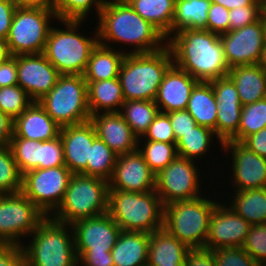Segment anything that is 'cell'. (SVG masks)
I'll return each mask as SVG.
<instances>
[{"instance_id": "6", "label": "cell", "mask_w": 266, "mask_h": 266, "mask_svg": "<svg viewBox=\"0 0 266 266\" xmlns=\"http://www.w3.org/2000/svg\"><path fill=\"white\" fill-rule=\"evenodd\" d=\"M206 191V196L203 194L193 200L175 201L164 206L163 228L190 249L205 248L209 220L221 199L218 201L213 194L208 197Z\"/></svg>"}, {"instance_id": "9", "label": "cell", "mask_w": 266, "mask_h": 266, "mask_svg": "<svg viewBox=\"0 0 266 266\" xmlns=\"http://www.w3.org/2000/svg\"><path fill=\"white\" fill-rule=\"evenodd\" d=\"M38 102L60 127L84 123L91 117L87 82L81 74L60 75L55 86Z\"/></svg>"}, {"instance_id": "43", "label": "cell", "mask_w": 266, "mask_h": 266, "mask_svg": "<svg viewBox=\"0 0 266 266\" xmlns=\"http://www.w3.org/2000/svg\"><path fill=\"white\" fill-rule=\"evenodd\" d=\"M242 247L260 266H266V223L251 225Z\"/></svg>"}, {"instance_id": "44", "label": "cell", "mask_w": 266, "mask_h": 266, "mask_svg": "<svg viewBox=\"0 0 266 266\" xmlns=\"http://www.w3.org/2000/svg\"><path fill=\"white\" fill-rule=\"evenodd\" d=\"M65 166L64 148L60 135L39 142V169Z\"/></svg>"}, {"instance_id": "49", "label": "cell", "mask_w": 266, "mask_h": 266, "mask_svg": "<svg viewBox=\"0 0 266 266\" xmlns=\"http://www.w3.org/2000/svg\"><path fill=\"white\" fill-rule=\"evenodd\" d=\"M176 141L188 131L197 126L194 118L187 110L172 111L168 113Z\"/></svg>"}, {"instance_id": "7", "label": "cell", "mask_w": 266, "mask_h": 266, "mask_svg": "<svg viewBox=\"0 0 266 266\" xmlns=\"http://www.w3.org/2000/svg\"><path fill=\"white\" fill-rule=\"evenodd\" d=\"M163 211L155 190L145 193L109 190L107 213L122 231L151 234L163 227Z\"/></svg>"}, {"instance_id": "37", "label": "cell", "mask_w": 266, "mask_h": 266, "mask_svg": "<svg viewBox=\"0 0 266 266\" xmlns=\"http://www.w3.org/2000/svg\"><path fill=\"white\" fill-rule=\"evenodd\" d=\"M137 149L142 154L144 161L147 163L149 168L155 174H158L162 169L169 165L178 155L176 143L149 140L144 141L142 139H138Z\"/></svg>"}, {"instance_id": "38", "label": "cell", "mask_w": 266, "mask_h": 266, "mask_svg": "<svg viewBox=\"0 0 266 266\" xmlns=\"http://www.w3.org/2000/svg\"><path fill=\"white\" fill-rule=\"evenodd\" d=\"M266 127V98L242 106L238 133L231 141L243 142L248 136Z\"/></svg>"}, {"instance_id": "27", "label": "cell", "mask_w": 266, "mask_h": 266, "mask_svg": "<svg viewBox=\"0 0 266 266\" xmlns=\"http://www.w3.org/2000/svg\"><path fill=\"white\" fill-rule=\"evenodd\" d=\"M227 76L234 82L242 106L266 98V73L260 64L231 67Z\"/></svg>"}, {"instance_id": "17", "label": "cell", "mask_w": 266, "mask_h": 266, "mask_svg": "<svg viewBox=\"0 0 266 266\" xmlns=\"http://www.w3.org/2000/svg\"><path fill=\"white\" fill-rule=\"evenodd\" d=\"M17 84L33 102L41 100L57 83L59 71L43 53L16 55Z\"/></svg>"}, {"instance_id": "23", "label": "cell", "mask_w": 266, "mask_h": 266, "mask_svg": "<svg viewBox=\"0 0 266 266\" xmlns=\"http://www.w3.org/2000/svg\"><path fill=\"white\" fill-rule=\"evenodd\" d=\"M199 81L174 64L165 73L158 88L155 104L160 112L186 110L192 89Z\"/></svg>"}, {"instance_id": "14", "label": "cell", "mask_w": 266, "mask_h": 266, "mask_svg": "<svg viewBox=\"0 0 266 266\" xmlns=\"http://www.w3.org/2000/svg\"><path fill=\"white\" fill-rule=\"evenodd\" d=\"M222 151L228 157V175L232 182L231 190L261 189L266 187V159L257 155L242 142L225 141ZM230 152V154H229ZM232 160V161H231ZM232 163V164H231ZM233 174V175H232ZM232 179V180H231ZM235 188V189H234Z\"/></svg>"}, {"instance_id": "12", "label": "cell", "mask_w": 266, "mask_h": 266, "mask_svg": "<svg viewBox=\"0 0 266 266\" xmlns=\"http://www.w3.org/2000/svg\"><path fill=\"white\" fill-rule=\"evenodd\" d=\"M200 168L196 161L177 155L169 165L156 174L155 191L162 205L202 196L204 192L201 178L204 174L200 172Z\"/></svg>"}, {"instance_id": "51", "label": "cell", "mask_w": 266, "mask_h": 266, "mask_svg": "<svg viewBox=\"0 0 266 266\" xmlns=\"http://www.w3.org/2000/svg\"><path fill=\"white\" fill-rule=\"evenodd\" d=\"M185 266H215L213 250L193 248L187 252Z\"/></svg>"}, {"instance_id": "13", "label": "cell", "mask_w": 266, "mask_h": 266, "mask_svg": "<svg viewBox=\"0 0 266 266\" xmlns=\"http://www.w3.org/2000/svg\"><path fill=\"white\" fill-rule=\"evenodd\" d=\"M72 175L66 166L34 169L23 174L21 192L50 217L61 204Z\"/></svg>"}, {"instance_id": "31", "label": "cell", "mask_w": 266, "mask_h": 266, "mask_svg": "<svg viewBox=\"0 0 266 266\" xmlns=\"http://www.w3.org/2000/svg\"><path fill=\"white\" fill-rule=\"evenodd\" d=\"M144 20L156 27L166 39L172 35L176 0H125Z\"/></svg>"}, {"instance_id": "30", "label": "cell", "mask_w": 266, "mask_h": 266, "mask_svg": "<svg viewBox=\"0 0 266 266\" xmlns=\"http://www.w3.org/2000/svg\"><path fill=\"white\" fill-rule=\"evenodd\" d=\"M186 110L197 125L210 128L216 134L217 101L210 82L199 81L195 85Z\"/></svg>"}, {"instance_id": "24", "label": "cell", "mask_w": 266, "mask_h": 266, "mask_svg": "<svg viewBox=\"0 0 266 266\" xmlns=\"http://www.w3.org/2000/svg\"><path fill=\"white\" fill-rule=\"evenodd\" d=\"M61 127L46 113L39 102H32L14 119L13 136L47 141L60 135Z\"/></svg>"}, {"instance_id": "33", "label": "cell", "mask_w": 266, "mask_h": 266, "mask_svg": "<svg viewBox=\"0 0 266 266\" xmlns=\"http://www.w3.org/2000/svg\"><path fill=\"white\" fill-rule=\"evenodd\" d=\"M214 138L218 140V145L221 147L220 150H222L223 143L218 139L215 132L210 128L197 125L176 141L177 154L178 156L200 162L199 160L201 158L204 159L203 157L206 156L207 152L208 154L211 153L209 148H212L215 144L217 145V142H213Z\"/></svg>"}, {"instance_id": "20", "label": "cell", "mask_w": 266, "mask_h": 266, "mask_svg": "<svg viewBox=\"0 0 266 266\" xmlns=\"http://www.w3.org/2000/svg\"><path fill=\"white\" fill-rule=\"evenodd\" d=\"M209 82L217 101L216 136L224 143L238 133L242 105L236 86L228 76Z\"/></svg>"}, {"instance_id": "8", "label": "cell", "mask_w": 266, "mask_h": 266, "mask_svg": "<svg viewBox=\"0 0 266 266\" xmlns=\"http://www.w3.org/2000/svg\"><path fill=\"white\" fill-rule=\"evenodd\" d=\"M109 182L92 176L73 174L63 200L50 216L54 220L72 225L82 219L107 213Z\"/></svg>"}, {"instance_id": "4", "label": "cell", "mask_w": 266, "mask_h": 266, "mask_svg": "<svg viewBox=\"0 0 266 266\" xmlns=\"http://www.w3.org/2000/svg\"><path fill=\"white\" fill-rule=\"evenodd\" d=\"M172 65L168 45L155 52L127 53L118 75L125 101H155L163 77Z\"/></svg>"}, {"instance_id": "16", "label": "cell", "mask_w": 266, "mask_h": 266, "mask_svg": "<svg viewBox=\"0 0 266 266\" xmlns=\"http://www.w3.org/2000/svg\"><path fill=\"white\" fill-rule=\"evenodd\" d=\"M71 226L78 259L85 252H111L122 231L108 213L79 220Z\"/></svg>"}, {"instance_id": "42", "label": "cell", "mask_w": 266, "mask_h": 266, "mask_svg": "<svg viewBox=\"0 0 266 266\" xmlns=\"http://www.w3.org/2000/svg\"><path fill=\"white\" fill-rule=\"evenodd\" d=\"M25 90L18 84L0 88V110L13 120L32 103Z\"/></svg>"}, {"instance_id": "34", "label": "cell", "mask_w": 266, "mask_h": 266, "mask_svg": "<svg viewBox=\"0 0 266 266\" xmlns=\"http://www.w3.org/2000/svg\"><path fill=\"white\" fill-rule=\"evenodd\" d=\"M210 0H176L172 34L182 29L207 30Z\"/></svg>"}, {"instance_id": "62", "label": "cell", "mask_w": 266, "mask_h": 266, "mask_svg": "<svg viewBox=\"0 0 266 266\" xmlns=\"http://www.w3.org/2000/svg\"><path fill=\"white\" fill-rule=\"evenodd\" d=\"M262 11H266V0L263 1V10Z\"/></svg>"}, {"instance_id": "5", "label": "cell", "mask_w": 266, "mask_h": 266, "mask_svg": "<svg viewBox=\"0 0 266 266\" xmlns=\"http://www.w3.org/2000/svg\"><path fill=\"white\" fill-rule=\"evenodd\" d=\"M23 244L27 266H78L72 226L45 217Z\"/></svg>"}, {"instance_id": "52", "label": "cell", "mask_w": 266, "mask_h": 266, "mask_svg": "<svg viewBox=\"0 0 266 266\" xmlns=\"http://www.w3.org/2000/svg\"><path fill=\"white\" fill-rule=\"evenodd\" d=\"M17 7L15 0H0V38L7 39Z\"/></svg>"}, {"instance_id": "61", "label": "cell", "mask_w": 266, "mask_h": 266, "mask_svg": "<svg viewBox=\"0 0 266 266\" xmlns=\"http://www.w3.org/2000/svg\"><path fill=\"white\" fill-rule=\"evenodd\" d=\"M260 19H261L262 24H263L264 36H265V41H266V11H262Z\"/></svg>"}, {"instance_id": "1", "label": "cell", "mask_w": 266, "mask_h": 266, "mask_svg": "<svg viewBox=\"0 0 266 266\" xmlns=\"http://www.w3.org/2000/svg\"><path fill=\"white\" fill-rule=\"evenodd\" d=\"M97 20L94 28H97L100 45L113 49L121 43L120 48L124 44L129 45L128 48L133 46V49H124L126 54L155 52L167 45L165 36L125 0H106Z\"/></svg>"}, {"instance_id": "59", "label": "cell", "mask_w": 266, "mask_h": 266, "mask_svg": "<svg viewBox=\"0 0 266 266\" xmlns=\"http://www.w3.org/2000/svg\"><path fill=\"white\" fill-rule=\"evenodd\" d=\"M10 56L7 42L5 39L0 38V62L6 60Z\"/></svg>"}, {"instance_id": "25", "label": "cell", "mask_w": 266, "mask_h": 266, "mask_svg": "<svg viewBox=\"0 0 266 266\" xmlns=\"http://www.w3.org/2000/svg\"><path fill=\"white\" fill-rule=\"evenodd\" d=\"M188 246L163 227L150 234L147 266L185 265Z\"/></svg>"}, {"instance_id": "35", "label": "cell", "mask_w": 266, "mask_h": 266, "mask_svg": "<svg viewBox=\"0 0 266 266\" xmlns=\"http://www.w3.org/2000/svg\"><path fill=\"white\" fill-rule=\"evenodd\" d=\"M120 113L132 132L141 138L159 113V109L155 101L128 100L123 103Z\"/></svg>"}, {"instance_id": "54", "label": "cell", "mask_w": 266, "mask_h": 266, "mask_svg": "<svg viewBox=\"0 0 266 266\" xmlns=\"http://www.w3.org/2000/svg\"><path fill=\"white\" fill-rule=\"evenodd\" d=\"M78 266H114V261L111 252H85L78 259Z\"/></svg>"}, {"instance_id": "22", "label": "cell", "mask_w": 266, "mask_h": 266, "mask_svg": "<svg viewBox=\"0 0 266 266\" xmlns=\"http://www.w3.org/2000/svg\"><path fill=\"white\" fill-rule=\"evenodd\" d=\"M93 124L89 121L61 127L60 138L64 148L65 166L80 174L90 160V146L96 138Z\"/></svg>"}, {"instance_id": "57", "label": "cell", "mask_w": 266, "mask_h": 266, "mask_svg": "<svg viewBox=\"0 0 266 266\" xmlns=\"http://www.w3.org/2000/svg\"><path fill=\"white\" fill-rule=\"evenodd\" d=\"M211 2L220 4L226 7L228 10L235 9L237 7H243L248 5H263V2L259 0H210Z\"/></svg>"}, {"instance_id": "28", "label": "cell", "mask_w": 266, "mask_h": 266, "mask_svg": "<svg viewBox=\"0 0 266 266\" xmlns=\"http://www.w3.org/2000/svg\"><path fill=\"white\" fill-rule=\"evenodd\" d=\"M87 94L91 115L120 112L125 102L119 78L87 82Z\"/></svg>"}, {"instance_id": "29", "label": "cell", "mask_w": 266, "mask_h": 266, "mask_svg": "<svg viewBox=\"0 0 266 266\" xmlns=\"http://www.w3.org/2000/svg\"><path fill=\"white\" fill-rule=\"evenodd\" d=\"M123 49H113L99 43L92 50L86 70L83 74L86 82H96L118 78L124 59Z\"/></svg>"}, {"instance_id": "58", "label": "cell", "mask_w": 266, "mask_h": 266, "mask_svg": "<svg viewBox=\"0 0 266 266\" xmlns=\"http://www.w3.org/2000/svg\"><path fill=\"white\" fill-rule=\"evenodd\" d=\"M19 6L53 8L54 0H15Z\"/></svg>"}, {"instance_id": "60", "label": "cell", "mask_w": 266, "mask_h": 266, "mask_svg": "<svg viewBox=\"0 0 266 266\" xmlns=\"http://www.w3.org/2000/svg\"><path fill=\"white\" fill-rule=\"evenodd\" d=\"M262 66L263 71L266 73V46L264 48V52L262 54V59L259 63Z\"/></svg>"}, {"instance_id": "56", "label": "cell", "mask_w": 266, "mask_h": 266, "mask_svg": "<svg viewBox=\"0 0 266 266\" xmlns=\"http://www.w3.org/2000/svg\"><path fill=\"white\" fill-rule=\"evenodd\" d=\"M14 120L0 110V147L10 144L13 136Z\"/></svg>"}, {"instance_id": "19", "label": "cell", "mask_w": 266, "mask_h": 266, "mask_svg": "<svg viewBox=\"0 0 266 266\" xmlns=\"http://www.w3.org/2000/svg\"><path fill=\"white\" fill-rule=\"evenodd\" d=\"M155 187L156 174L149 168L138 149L117 156L109 190L145 193L154 191Z\"/></svg>"}, {"instance_id": "39", "label": "cell", "mask_w": 266, "mask_h": 266, "mask_svg": "<svg viewBox=\"0 0 266 266\" xmlns=\"http://www.w3.org/2000/svg\"><path fill=\"white\" fill-rule=\"evenodd\" d=\"M105 2L106 0H54L52 9L58 20L85 21L94 9L98 17Z\"/></svg>"}, {"instance_id": "10", "label": "cell", "mask_w": 266, "mask_h": 266, "mask_svg": "<svg viewBox=\"0 0 266 266\" xmlns=\"http://www.w3.org/2000/svg\"><path fill=\"white\" fill-rule=\"evenodd\" d=\"M52 19L58 20L53 9L18 5L6 39L10 55L43 53Z\"/></svg>"}, {"instance_id": "15", "label": "cell", "mask_w": 266, "mask_h": 266, "mask_svg": "<svg viewBox=\"0 0 266 266\" xmlns=\"http://www.w3.org/2000/svg\"><path fill=\"white\" fill-rule=\"evenodd\" d=\"M219 36L229 68L260 63L266 46L261 19Z\"/></svg>"}, {"instance_id": "3", "label": "cell", "mask_w": 266, "mask_h": 266, "mask_svg": "<svg viewBox=\"0 0 266 266\" xmlns=\"http://www.w3.org/2000/svg\"><path fill=\"white\" fill-rule=\"evenodd\" d=\"M58 21L63 24L62 28L51 27L43 54L60 75H83L90 54L98 44L97 28L91 33L93 37H89L80 32L84 20Z\"/></svg>"}, {"instance_id": "26", "label": "cell", "mask_w": 266, "mask_h": 266, "mask_svg": "<svg viewBox=\"0 0 266 266\" xmlns=\"http://www.w3.org/2000/svg\"><path fill=\"white\" fill-rule=\"evenodd\" d=\"M150 234L121 231L111 250L114 266H147Z\"/></svg>"}, {"instance_id": "36", "label": "cell", "mask_w": 266, "mask_h": 266, "mask_svg": "<svg viewBox=\"0 0 266 266\" xmlns=\"http://www.w3.org/2000/svg\"><path fill=\"white\" fill-rule=\"evenodd\" d=\"M117 156L106 143L96 137L90 146V160L80 174L101 178L109 182L114 172Z\"/></svg>"}, {"instance_id": "47", "label": "cell", "mask_w": 266, "mask_h": 266, "mask_svg": "<svg viewBox=\"0 0 266 266\" xmlns=\"http://www.w3.org/2000/svg\"><path fill=\"white\" fill-rule=\"evenodd\" d=\"M262 10L263 5H248L231 9L229 11L230 30H236L258 21Z\"/></svg>"}, {"instance_id": "45", "label": "cell", "mask_w": 266, "mask_h": 266, "mask_svg": "<svg viewBox=\"0 0 266 266\" xmlns=\"http://www.w3.org/2000/svg\"><path fill=\"white\" fill-rule=\"evenodd\" d=\"M215 266H260L243 247L213 249Z\"/></svg>"}, {"instance_id": "2", "label": "cell", "mask_w": 266, "mask_h": 266, "mask_svg": "<svg viewBox=\"0 0 266 266\" xmlns=\"http://www.w3.org/2000/svg\"><path fill=\"white\" fill-rule=\"evenodd\" d=\"M173 64L198 81L229 74L220 36L205 29H182L167 39Z\"/></svg>"}, {"instance_id": "41", "label": "cell", "mask_w": 266, "mask_h": 266, "mask_svg": "<svg viewBox=\"0 0 266 266\" xmlns=\"http://www.w3.org/2000/svg\"><path fill=\"white\" fill-rule=\"evenodd\" d=\"M39 142L20 137H12L9 147L21 174L39 169Z\"/></svg>"}, {"instance_id": "53", "label": "cell", "mask_w": 266, "mask_h": 266, "mask_svg": "<svg viewBox=\"0 0 266 266\" xmlns=\"http://www.w3.org/2000/svg\"><path fill=\"white\" fill-rule=\"evenodd\" d=\"M17 85V59L10 55L0 62V88Z\"/></svg>"}, {"instance_id": "55", "label": "cell", "mask_w": 266, "mask_h": 266, "mask_svg": "<svg viewBox=\"0 0 266 266\" xmlns=\"http://www.w3.org/2000/svg\"><path fill=\"white\" fill-rule=\"evenodd\" d=\"M242 143L251 151L266 159V127L248 136Z\"/></svg>"}, {"instance_id": "48", "label": "cell", "mask_w": 266, "mask_h": 266, "mask_svg": "<svg viewBox=\"0 0 266 266\" xmlns=\"http://www.w3.org/2000/svg\"><path fill=\"white\" fill-rule=\"evenodd\" d=\"M229 11L226 7L211 2L208 10L207 30L218 35L229 32Z\"/></svg>"}, {"instance_id": "50", "label": "cell", "mask_w": 266, "mask_h": 266, "mask_svg": "<svg viewBox=\"0 0 266 266\" xmlns=\"http://www.w3.org/2000/svg\"><path fill=\"white\" fill-rule=\"evenodd\" d=\"M0 266H27L22 246L0 244Z\"/></svg>"}, {"instance_id": "18", "label": "cell", "mask_w": 266, "mask_h": 266, "mask_svg": "<svg viewBox=\"0 0 266 266\" xmlns=\"http://www.w3.org/2000/svg\"><path fill=\"white\" fill-rule=\"evenodd\" d=\"M223 200L217 204L209 220L206 249L242 247L251 225Z\"/></svg>"}, {"instance_id": "11", "label": "cell", "mask_w": 266, "mask_h": 266, "mask_svg": "<svg viewBox=\"0 0 266 266\" xmlns=\"http://www.w3.org/2000/svg\"><path fill=\"white\" fill-rule=\"evenodd\" d=\"M45 217L22 192L0 194V244L22 246Z\"/></svg>"}, {"instance_id": "21", "label": "cell", "mask_w": 266, "mask_h": 266, "mask_svg": "<svg viewBox=\"0 0 266 266\" xmlns=\"http://www.w3.org/2000/svg\"><path fill=\"white\" fill-rule=\"evenodd\" d=\"M96 136L117 154H128L137 150L138 137L132 132L120 112L91 115Z\"/></svg>"}, {"instance_id": "46", "label": "cell", "mask_w": 266, "mask_h": 266, "mask_svg": "<svg viewBox=\"0 0 266 266\" xmlns=\"http://www.w3.org/2000/svg\"><path fill=\"white\" fill-rule=\"evenodd\" d=\"M138 139L176 143L168 113L159 111L153 122L149 125L148 130Z\"/></svg>"}, {"instance_id": "32", "label": "cell", "mask_w": 266, "mask_h": 266, "mask_svg": "<svg viewBox=\"0 0 266 266\" xmlns=\"http://www.w3.org/2000/svg\"><path fill=\"white\" fill-rule=\"evenodd\" d=\"M232 193L227 205L243 217L250 225L266 223V187L247 189Z\"/></svg>"}, {"instance_id": "40", "label": "cell", "mask_w": 266, "mask_h": 266, "mask_svg": "<svg viewBox=\"0 0 266 266\" xmlns=\"http://www.w3.org/2000/svg\"><path fill=\"white\" fill-rule=\"evenodd\" d=\"M22 178L9 145L0 147V194L21 192Z\"/></svg>"}]
</instances>
